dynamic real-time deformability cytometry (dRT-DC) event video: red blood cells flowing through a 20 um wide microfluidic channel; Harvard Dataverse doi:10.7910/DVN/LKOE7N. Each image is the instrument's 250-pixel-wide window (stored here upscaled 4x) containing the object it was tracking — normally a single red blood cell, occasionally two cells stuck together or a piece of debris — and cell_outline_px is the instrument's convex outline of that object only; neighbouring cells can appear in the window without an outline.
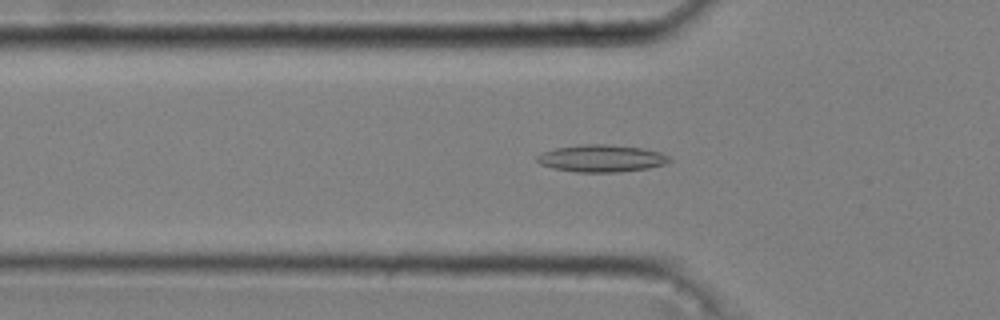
{"species": "common noctule bat (a hibernating species)", "species_latin": "Nyctalus noctula", "temperature_condition": "cold", "stored_images_in_passage": 51, "camera_frame_rate_fps": 3000, "um_per_image_px": 0.085, "animal": {"sex": "male", "body_mass_g": 20.4}, "frame": {"image": 1, "passage_image": 17, "time_ms": 5.333, "image_size_px": [1000, 320], "cell_outline_px": [[672, 160], [664, 164], [648, 168], [620, 172], [576, 172], [552, 168], [540, 164], [536, 160], [536, 156], [540, 152], [556, 148], [580, 144], [608, 144], [640, 148], [660, 152], [668, 156]], "centroid_in_image_um": [51.08, 13.46], "position_along_channel_um": 74.7, "area_um2": 21.04}}
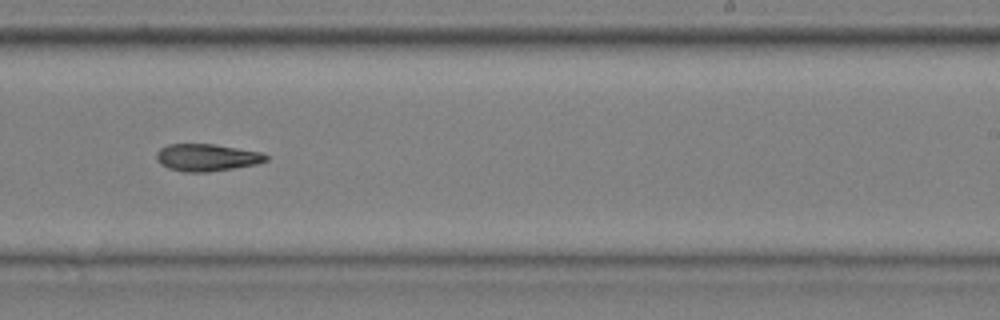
{"frame": {"image": 2, "passage_image": 33, "time_ms": 10.667, "image_size_px": [1000, 320], "cell_outline_px": [[268, 160], [256, 164], [208, 172], [184, 172], [168, 168], [160, 164], [156, 160], [156, 152], [160, 148], [168, 144], [216, 144], [260, 152], [268, 156]], "centroid_in_image_um": [17.54, 13.38], "position_along_channel_um": 271.5, "area_um2": 17.4}}
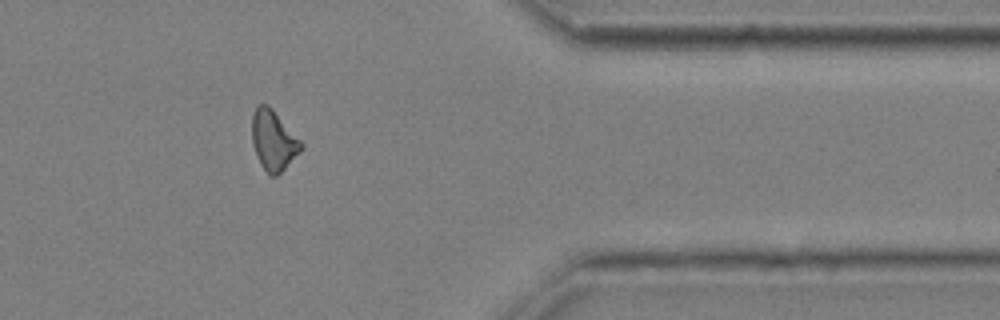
{"frame": {"image": 3, "passage_image": 44, "time_ms": 14.333, "image_size_px": [1000, 320], "cell_outline_px": [[304, 148], [276, 176], [272, 176], [260, 164], [256, 156], [252, 144], [252, 112], [256, 104], [268, 104], [272, 108], [304, 144]], "centroid_in_image_um": [23.22, 11.89], "position_along_channel_um": 388.2, "area_um2": 17.22}}